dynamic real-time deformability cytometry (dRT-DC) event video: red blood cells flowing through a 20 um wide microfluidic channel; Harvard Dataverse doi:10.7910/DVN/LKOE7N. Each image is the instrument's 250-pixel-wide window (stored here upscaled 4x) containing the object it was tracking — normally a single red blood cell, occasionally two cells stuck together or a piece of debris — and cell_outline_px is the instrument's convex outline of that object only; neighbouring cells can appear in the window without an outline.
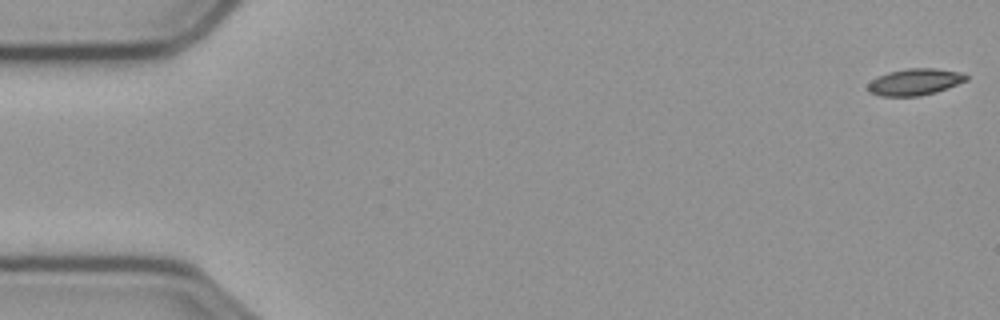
{"species": "common noctule bat (a hibernating species)", "species_latin": "Nyctalus noctula", "temperature_condition": "cold", "stored_images_in_passage": 57, "camera_frame_rate_fps": 3000, "um_per_image_px": 0.085, "animal": {"sex": "male", "body_mass_g": 23.1, "forearm_length_mm": 52.7}, "frame": {"image": 1, "passage_image": 1, "time_ms": 0.0, "image_size_px": [1000, 320], "cell_outline_px": [[968, 80], [936, 92], [920, 96], [880, 96], [868, 92], [868, 84], [876, 76], [888, 72], [908, 68], [932, 68], [960, 72], [968, 76]], "centroid_in_image_um": [77.74, 6.96], "position_along_channel_um": 7.3, "area_um2": 15.26}}
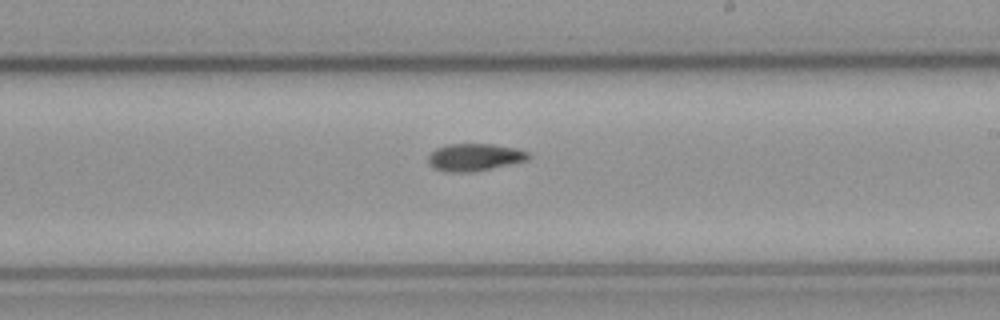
{"frame": {"image": 2, "passage_image": 33, "time_ms": 10.667, "image_size_px": [1000, 320], "cell_outline_px": [[532, 156], [528, 160], [492, 168], [472, 172], [452, 172], [436, 168], [428, 164], [428, 156], [436, 148], [448, 144], [492, 144], [516, 148], [528, 152]], "centroid_in_image_um": [40.36, 13.36], "position_along_channel_um": 248.6, "area_um2": 15.9}}
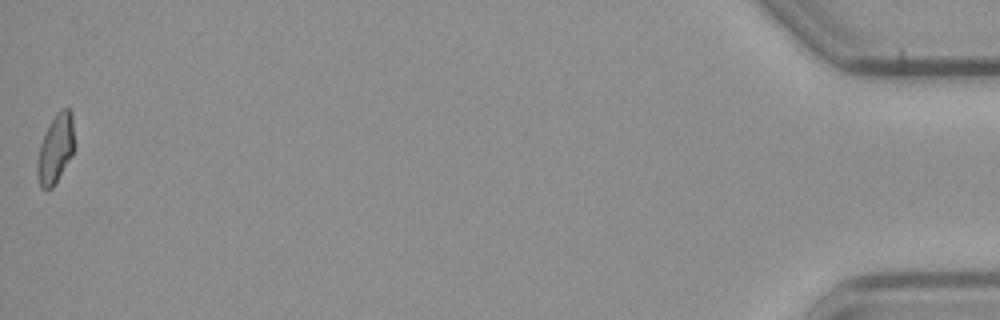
{"frame": {"image": 3, "passage_image": 57, "time_ms": 18.667, "image_size_px": [1000, 320], "cell_outline_px": [[72, 156], [56, 184], [52, 188], [40, 188], [36, 172], [36, 168], [40, 144], [44, 132], [48, 124], [56, 112], [60, 108], [68, 108], [72, 112]], "centroid_in_image_um": [4.69, 12.66], "position_along_channel_um": 430.5, "area_um2": 14.91}}